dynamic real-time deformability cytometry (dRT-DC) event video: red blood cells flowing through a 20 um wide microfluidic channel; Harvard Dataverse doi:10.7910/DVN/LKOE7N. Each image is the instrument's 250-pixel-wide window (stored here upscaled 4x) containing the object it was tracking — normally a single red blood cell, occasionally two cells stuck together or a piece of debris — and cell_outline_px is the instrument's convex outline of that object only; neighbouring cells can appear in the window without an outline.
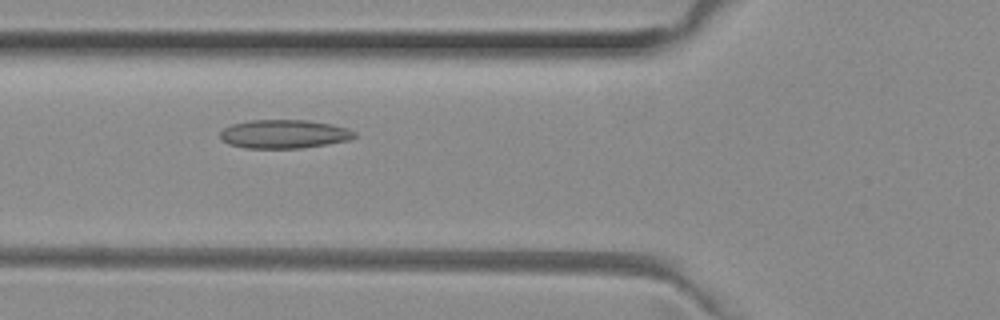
{"species": "common noctule bat (a hibernating species)", "species_latin": "Nyctalus noctula", "temperature_condition": "room temperature", "stored_images_in_passage": 43, "camera_frame_rate_fps": 3000, "um_per_image_px": 0.085, "animal": {"sex": "female", "body_mass_g": 29.2, "forearm_length_mm": 56.3}, "frame": {"image": 1, "passage_image": 10, "time_ms": 3.0, "image_size_px": [1000, 320], "cell_outline_px": [[356, 136], [348, 140], [300, 148], [244, 148], [228, 144], [220, 136], [220, 132], [224, 128], [232, 124], [248, 120], [308, 120], [332, 124], [348, 128], [356, 132]], "centroid_in_image_um": [24.14, 11.38], "position_along_channel_um": 101.7, "area_um2": 22.37}}
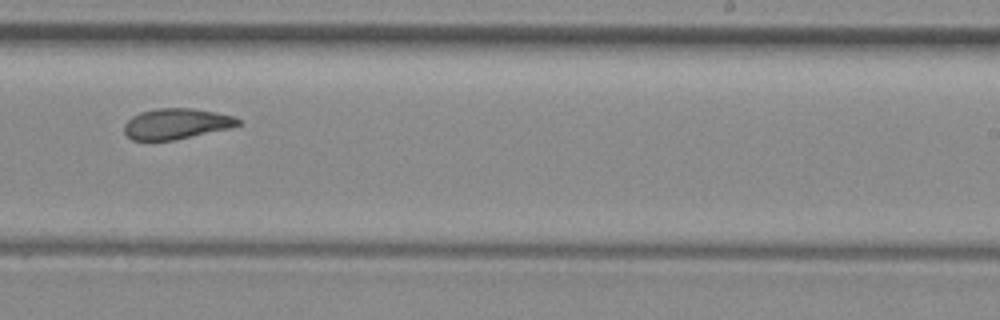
{"frame": {"image": 2, "passage_image": 23, "time_ms": 7.333, "image_size_px": [1000, 320], "cell_outline_px": [[244, 124], [232, 128], [172, 140], [132, 140], [124, 132], [124, 124], [132, 116], [140, 112], [156, 108], [192, 108], [216, 112], [232, 116], [240, 120]], "centroid_in_image_um": [15.01, 10.51], "position_along_channel_um": 274.0, "area_um2": 20.4}}
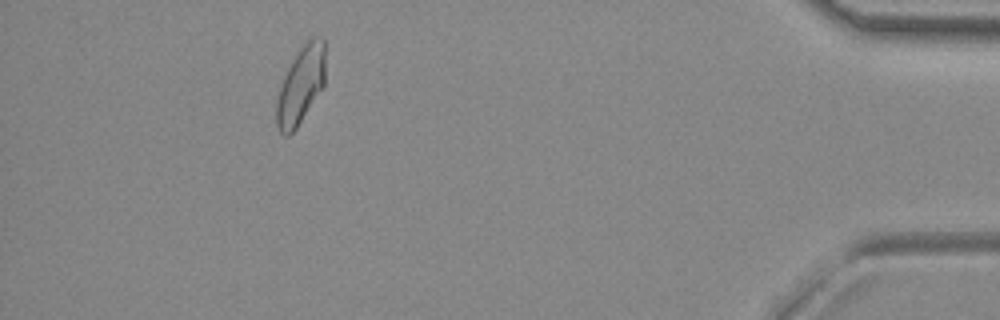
{"frame": {"image": 3, "passage_image": 38, "time_ms": 12.333, "image_size_px": [1000, 320], "cell_outline_px": [[324, 84], [296, 128], [288, 136], [284, 136], [280, 132], [276, 124], [276, 100], [280, 84], [296, 52], [308, 36], [320, 36], [324, 40]], "centroid_in_image_um": [25.54, 7.19], "position_along_channel_um": 409.7, "area_um2": 22.02}, "authors_computed_cell_mechanics": {"area_um2": 21.5016, "velocity_mm_per_s": 3.9832, "shape_relaxation_time_tau1_ms": null, "shape_relaxation_time_tau2_ms": 2.7379, "deformation_change_tau1": null, "deformation_change_tau2": 0.0851}}